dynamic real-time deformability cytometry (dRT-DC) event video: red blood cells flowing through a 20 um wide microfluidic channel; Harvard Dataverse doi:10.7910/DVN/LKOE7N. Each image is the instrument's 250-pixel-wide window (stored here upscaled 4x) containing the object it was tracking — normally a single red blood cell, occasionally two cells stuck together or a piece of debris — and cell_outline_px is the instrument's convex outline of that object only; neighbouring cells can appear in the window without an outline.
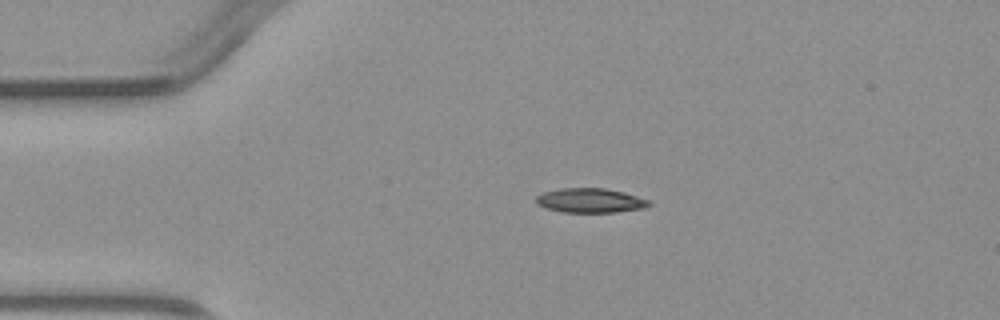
{"species": "common noctule bat (a hibernating species)", "species_latin": "Nyctalus noctula", "temperature_condition": "warm", "stored_images_in_passage": 1, "camera_frame_rate_fps": 3000, "um_per_image_px": 0.085, "animal": {"sex": "male", "body_mass_g": 23.1, "forearm_length_mm": 52.7}, "frame": {"image": 1, "passage_image": 1, "time_ms": 0.0, "image_size_px": [1000, 320], "cell_outline_px": [[652, 204], [644, 208], [616, 212], [564, 212], [544, 208], [536, 204], [536, 196], [544, 192], [560, 188], [604, 188], [624, 192], [652, 200]], "centroid_in_image_um": [50.19, 17.04], "position_along_channel_um": 34.8, "area_um2": 16.24}}